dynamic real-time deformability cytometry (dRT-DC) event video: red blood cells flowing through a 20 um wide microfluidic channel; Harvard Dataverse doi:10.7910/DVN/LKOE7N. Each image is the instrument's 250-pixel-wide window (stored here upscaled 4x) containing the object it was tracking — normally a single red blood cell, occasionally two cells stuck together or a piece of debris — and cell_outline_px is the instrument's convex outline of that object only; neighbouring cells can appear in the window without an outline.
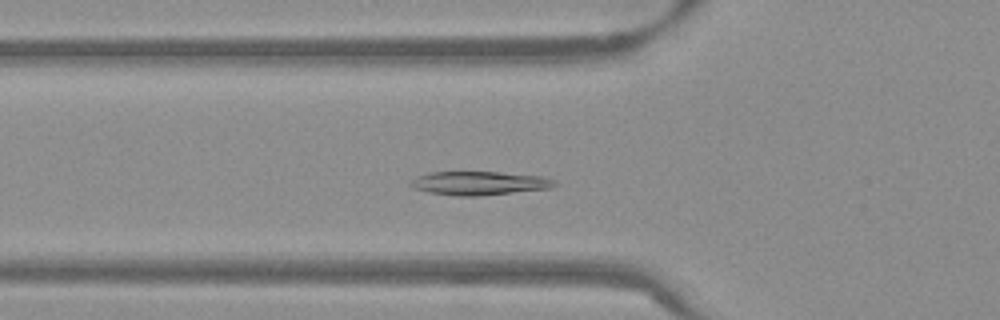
{"species": "Egyptian fruit bat (a non-hibernating species)", "species_latin": "Rousettus aegyptiacus", "temperature_condition": "warm", "stored_images_in_passage": 51, "camera_frame_rate_fps": 3000, "um_per_image_px": 0.085, "frame": {"image": 1, "passage_image": 16, "time_ms": 5.0, "image_size_px": [1000, 320], "cell_outline_px": [[560, 184], [552, 188], [480, 196], [456, 196], [428, 192], [412, 188], [408, 184], [416, 176], [432, 172], [500, 172], [544, 176]], "centroid_in_image_um": [40.75, 15.57], "position_along_channel_um": 85.1, "area_um2": 20.06}}
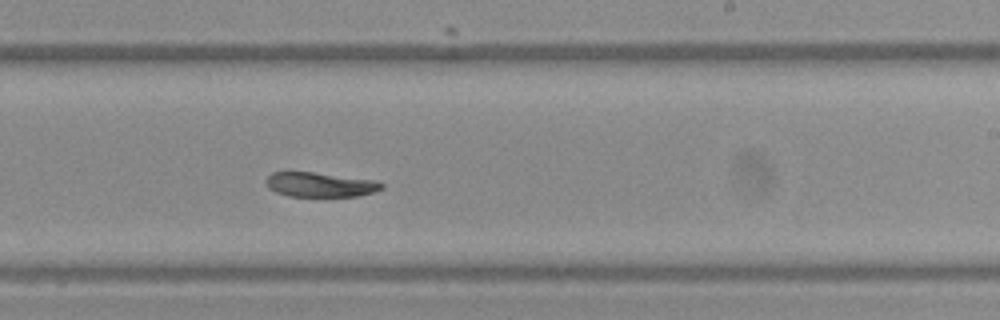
{"frame": {"image": 2, "passage_image": 30, "time_ms": 9.667, "image_size_px": [1000, 320], "cell_outline_px": [[384, 188], [372, 192], [356, 196], [288, 196], [276, 192], [268, 188], [264, 180], [272, 172], [312, 172], [376, 180], [384, 184]], "centroid_in_image_um": [27.19, 15.69], "position_along_channel_um": 261.8, "area_um2": 16.53}}
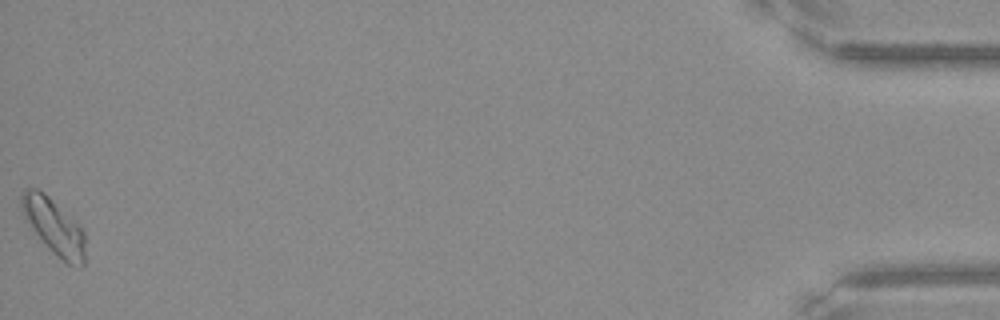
{"frame": {"image": 3, "passage_image": 51, "time_ms": 16.667, "image_size_px": [1000, 320], "cell_outline_px": [[84, 264], [68, 264], [56, 256], [52, 252], [24, 220], [20, 208], [20, 196], [24, 188], [36, 188], [44, 192], [80, 224], [84, 232]], "centroid_in_image_um": [4.53, 19.19], "position_along_channel_um": 430.7, "area_um2": 20.81}, "authors_computed_cell_mechanics": {"area_um2": 18.207, "velocity_mm_per_s": 3.7808, "shape_relaxation_time_tau1_ms": null, "shape_relaxation_time_tau2_ms": 6.121, "deformation_change_tau1": null, "deformation_change_tau2": 0.0849}}